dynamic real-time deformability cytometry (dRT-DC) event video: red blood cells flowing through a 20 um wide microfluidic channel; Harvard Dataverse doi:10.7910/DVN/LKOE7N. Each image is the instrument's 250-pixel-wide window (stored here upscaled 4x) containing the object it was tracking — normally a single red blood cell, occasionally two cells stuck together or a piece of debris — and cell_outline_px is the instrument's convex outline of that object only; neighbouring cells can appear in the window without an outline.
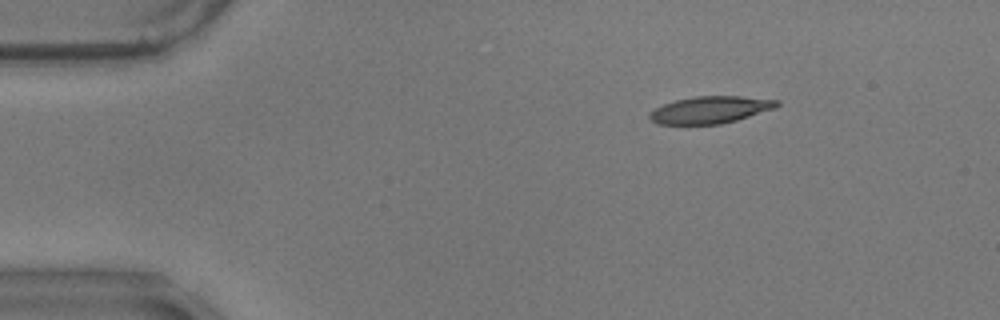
{"species": "common noctule bat (a hibernating species)", "species_latin": "Nyctalus noctula", "temperature_condition": "warm", "stored_images_in_passage": 49, "camera_frame_rate_fps": 3000, "um_per_image_px": 0.085, "animal": {"sex": "male", "body_mass_g": 17.9}, "frame": {"image": 1, "passage_image": 1, "time_ms": 0.0, "image_size_px": [1000, 320], "cell_outline_px": [[780, 104], [776, 108], [736, 120], [720, 124], [656, 124], [648, 116], [656, 108], [664, 104], [676, 100], [696, 96], [740, 96], [780, 100]], "centroid_in_image_um": [60.41, 9.33], "position_along_channel_um": 24.6, "area_um2": 19.94}}
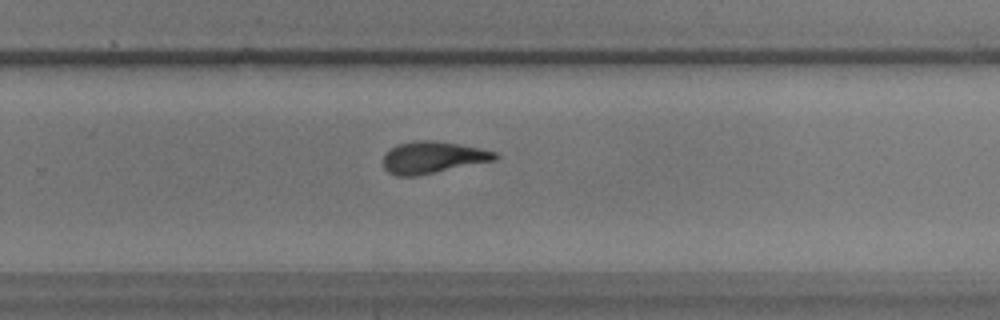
{"frame": {"image": 2, "passage_image": 30, "time_ms": 9.667, "image_size_px": [1000, 320], "cell_outline_px": [[500, 156], [496, 160], [416, 176], [396, 176], [388, 172], [384, 168], [384, 156], [396, 144], [420, 140], [428, 140], [460, 144], [480, 148], [496, 152]], "centroid_in_image_um": [36.81, 13.38], "position_along_channel_um": 293.0, "area_um2": 20.63}}
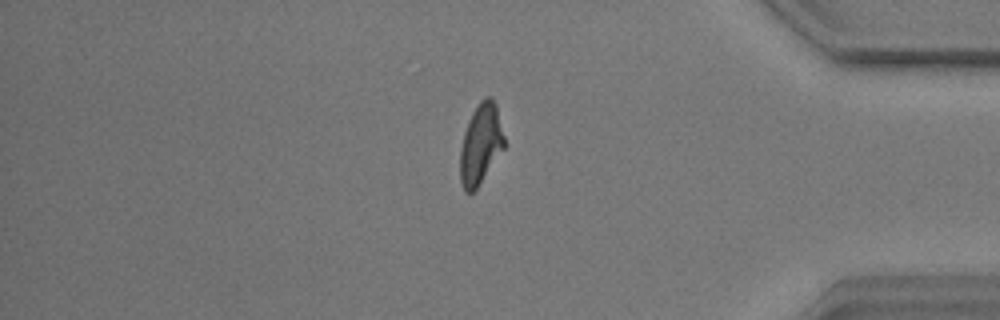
{"frame": {"image": 3, "passage_image": 41, "time_ms": 13.333, "image_size_px": [1000, 320], "cell_outline_px": [[504, 148], [476, 188], [472, 192], [464, 192], [460, 180], [460, 148], [464, 132], [468, 120], [472, 112], [480, 100], [484, 96], [492, 96], [496, 104], [504, 136]], "centroid_in_image_um": [40.84, 12.2], "position_along_channel_um": 394.4, "area_um2": 20.58}, "authors_computed_cell_mechanics": {"area_um2": 20.9814, "velocity_mm_per_s": 3.4997, "shape_relaxation_time_tau1_ms": 5.0109, "shape_relaxation_time_tau2_ms": 3.4301, "deformation_change_tau1": 0.1989, "deformation_change_tau2": 0.0999}}